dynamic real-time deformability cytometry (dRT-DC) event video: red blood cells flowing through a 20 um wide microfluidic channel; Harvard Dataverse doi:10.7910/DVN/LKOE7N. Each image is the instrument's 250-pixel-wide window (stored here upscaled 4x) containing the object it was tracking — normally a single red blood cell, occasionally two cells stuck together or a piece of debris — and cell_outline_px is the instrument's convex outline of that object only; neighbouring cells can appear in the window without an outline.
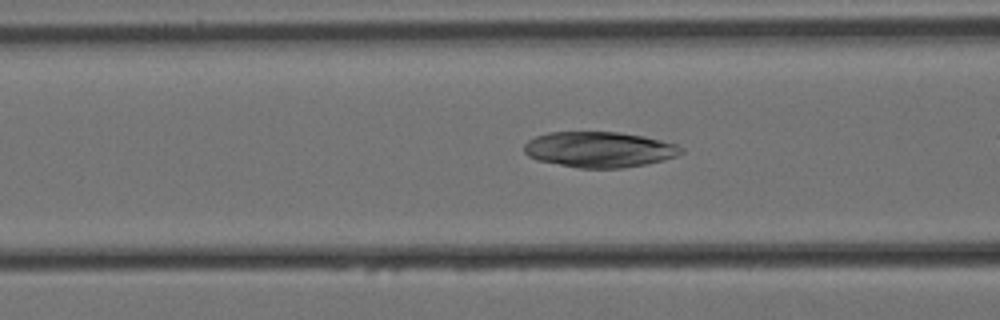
{"species": "Egyptian fruit bat (a non-hibernating species)", "species_latin": "Rousettus aegyptiacus", "temperature_condition": "cold", "stored_images_in_passage": 45, "camera_frame_rate_fps": 3000, "um_per_image_px": 0.085, "animal": {"sex": "female"}, "frame": {"image": 1, "passage_image": 22, "time_ms": 7.0, "image_size_px": [1000, 320], "cell_outline_px": [[684, 152], [676, 156], [644, 164], [624, 168], [580, 168], [536, 160], [528, 156], [524, 152], [524, 144], [528, 140], [536, 136], [548, 132], [620, 132], [644, 136], [676, 144], [684, 148]], "centroid_in_image_um": [50.92, 12.7], "position_along_channel_um": 115.7, "area_um2": 32.6}}
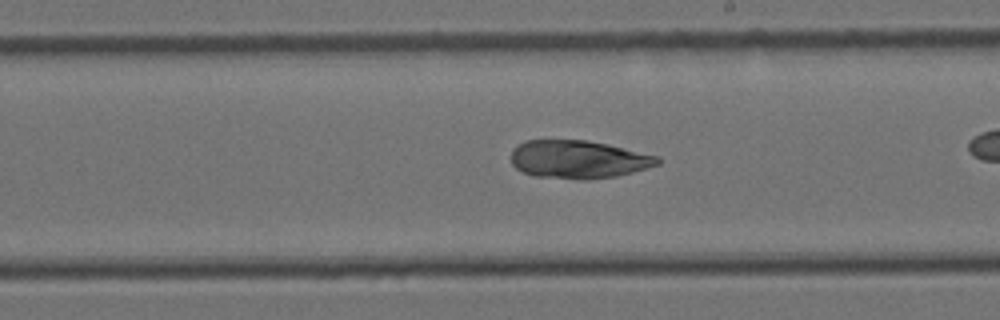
{"frame": {"image": 2, "passage_image": 33, "time_ms": 10.667, "image_size_px": [1000, 320], "cell_outline_px": [[660, 164], [632, 172], [616, 176], [580, 180], [536, 176], [524, 172], [516, 168], [512, 164], [512, 148], [524, 140], [584, 140], [608, 144], [660, 156]], "centroid_in_image_um": [49.17, 13.54], "position_along_channel_um": 239.8, "area_um2": 32.54}}
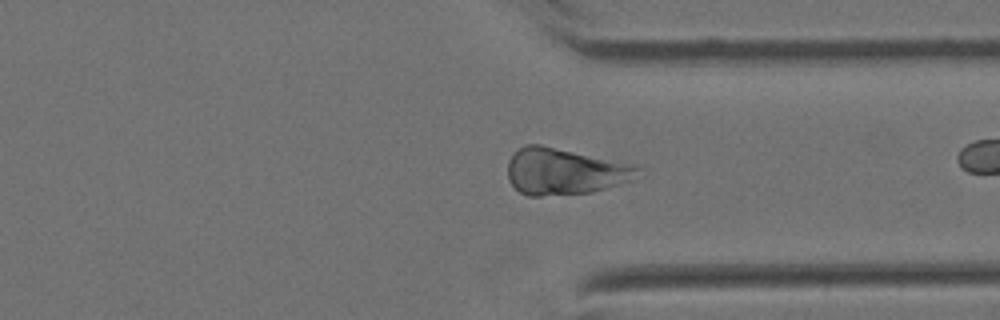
{"frame": {"image": 3, "passage_image": 44, "time_ms": 14.333, "image_size_px": [1000, 320], "cell_outline_px": [[640, 168], [632, 180], [592, 192], [540, 196], [528, 196], [520, 192], [508, 180], [508, 160], [512, 152], [516, 148], [524, 144], [540, 144], [636, 164]], "centroid_in_image_um": [47.95, 14.55], "position_along_channel_um": 363.5, "area_um2": 35.49}}